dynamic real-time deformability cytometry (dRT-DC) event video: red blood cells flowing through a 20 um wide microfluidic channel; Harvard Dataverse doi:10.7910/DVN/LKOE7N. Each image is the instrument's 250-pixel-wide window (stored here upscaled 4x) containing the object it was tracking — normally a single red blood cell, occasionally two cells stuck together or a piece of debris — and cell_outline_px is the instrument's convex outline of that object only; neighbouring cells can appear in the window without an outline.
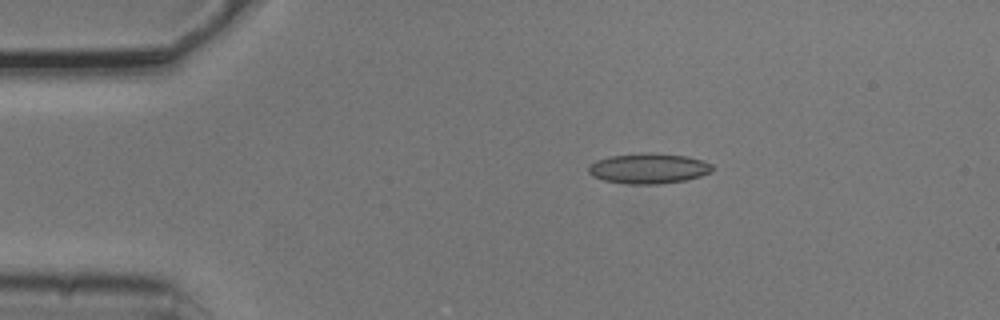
{"species": "common noctule bat (a hibernating species)", "species_latin": "Nyctalus noctula", "temperature_condition": "cold", "stored_images_in_passage": 9, "camera_frame_rate_fps": 3000, "um_per_image_px": 0.085, "animal": {"sex": "male", "body_mass_g": 20.5, "forearm_length_mm": 52.5}, "frame": {"image": 1, "passage_image": 2, "time_ms": 0.333, "image_size_px": [1000, 320], "cell_outline_px": [[712, 172], [688, 180], [660, 184], [628, 184], [604, 180], [592, 176], [588, 172], [588, 168], [596, 160], [608, 156], [688, 156], [704, 160], [712, 164]], "centroid_in_image_um": [55.16, 14.38], "position_along_channel_um": 29.8, "area_um2": 20.92}}
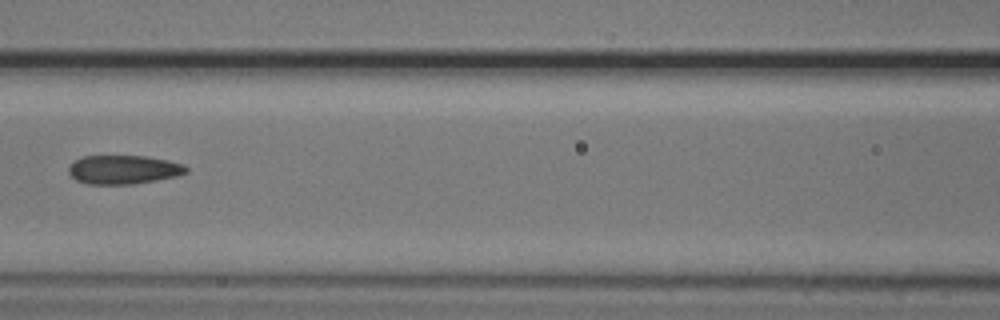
{"frame": {"image": 2, "passage_image": 6, "time_ms": 1.667, "image_size_px": [1000, 320], "cell_outline_px": [[188, 172], [176, 176], [156, 180], [132, 184], [88, 184], [76, 180], [68, 172], [68, 168], [76, 160], [84, 156], [144, 156], [168, 160], [184, 164], [188, 168]], "centroid_in_image_um": [10.52, 14.42], "position_along_channel_um": 156.1, "area_um2": 19.65}}
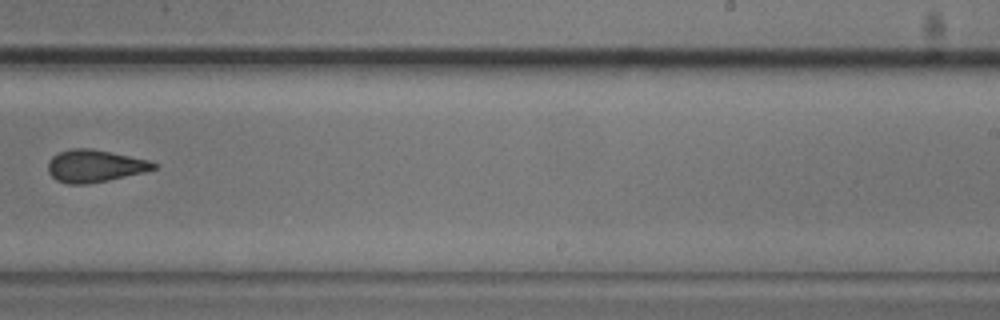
{"frame": {"image": 3, "passage_image": 9, "time_ms": 2.667, "image_size_px": [1000, 320], "cell_outline_px": [[160, 164], [156, 168], [144, 172], [108, 180], [84, 184], [68, 184], [56, 180], [48, 172], [48, 160], [52, 156], [60, 152], [72, 148], [92, 148], [112, 152], [148, 160]], "centroid_in_image_um": [8.05, 14.1], "position_along_channel_um": 281.0, "area_um2": 19.94}}